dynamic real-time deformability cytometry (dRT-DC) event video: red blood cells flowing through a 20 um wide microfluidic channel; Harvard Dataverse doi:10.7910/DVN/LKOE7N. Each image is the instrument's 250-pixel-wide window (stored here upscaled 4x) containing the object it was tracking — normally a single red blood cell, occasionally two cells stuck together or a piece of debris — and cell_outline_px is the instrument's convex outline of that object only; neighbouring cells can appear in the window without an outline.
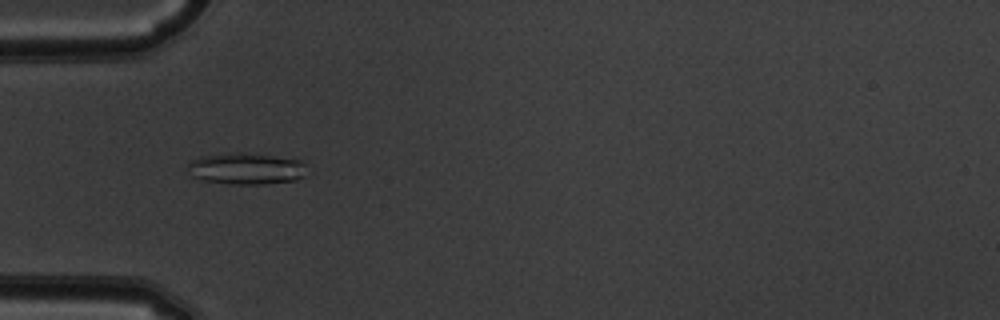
{"species": "common noctule bat (a hibernating species)", "species_latin": "Nyctalus noctula", "temperature_condition": "warm", "stored_images_in_passage": 42, "camera_frame_rate_fps": 3000, "um_per_image_px": 0.085, "animal": {"sex": "male", "body_mass_g": 19.5, "forearm_length_mm": 54.6}, "frame": {"image": 1, "passage_image": 7, "time_ms": 2.0, "image_size_px": [1000, 320], "cell_outline_px": [[304, 176], [296, 180], [264, 184], [228, 184], [200, 180], [192, 176], [184, 168], [192, 160], [200, 156], [228, 152], [240, 152], [272, 156], [300, 160], [304, 164]], "centroid_in_image_um": [20.83, 14.34], "position_along_channel_um": 64.2, "area_um2": 22.08}}
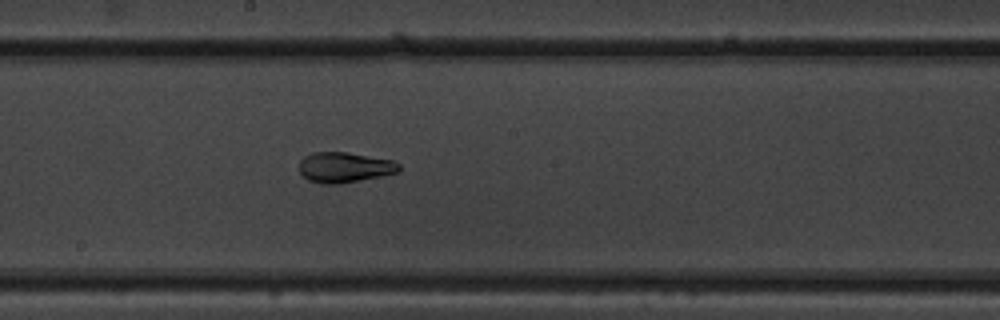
{"frame": {"image": 2, "passage_image": 19, "time_ms": 6.0, "image_size_px": [1000, 320], "cell_outline_px": [[400, 172], [340, 184], [320, 184], [308, 180], [300, 172], [300, 160], [304, 156], [312, 152], [348, 152], [392, 160], [400, 164]], "centroid_in_image_um": [29.28, 14.22], "position_along_channel_um": 218.9, "area_um2": 17.74}}
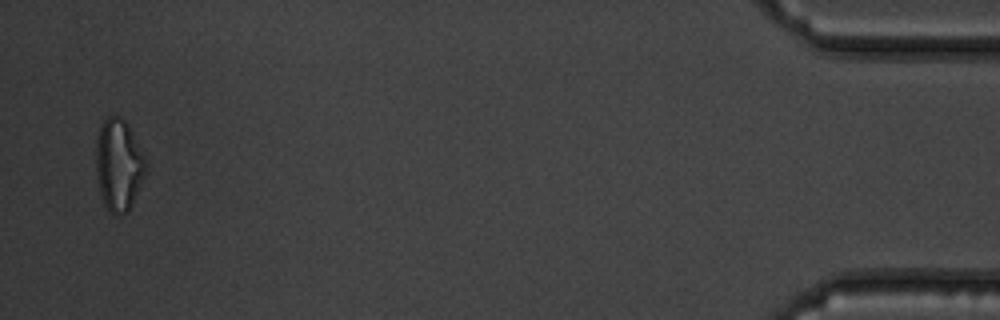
{"frame": {"image": 3, "passage_image": 41, "time_ms": 13.333, "image_size_px": [1000, 320], "cell_outline_px": [[148, 164], [144, 176], [132, 204], [128, 212], [116, 216], [104, 204], [100, 192], [96, 172], [96, 140], [100, 124], [108, 116], [120, 116], [128, 124], [148, 160]], "centroid_in_image_um": [10.1, 13.98], "position_along_channel_um": 425.1, "area_um2": 26.88}, "authors_computed_cell_mechanics": {"area_um2": 18.7561, "velocity_mm_per_s": 3.9223, "shape_relaxation_time_tau1_ms": 10.657, "shape_relaxation_time_tau2_ms": 1.952, "deformation_change_tau1": 0.2706, "deformation_change_tau2": 0.0628}}